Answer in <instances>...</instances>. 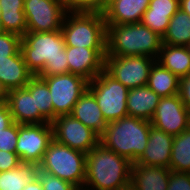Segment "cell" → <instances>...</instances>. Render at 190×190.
<instances>
[{
    "label": "cell",
    "instance_id": "5bb4252c",
    "mask_svg": "<svg viewBox=\"0 0 190 190\" xmlns=\"http://www.w3.org/2000/svg\"><path fill=\"white\" fill-rule=\"evenodd\" d=\"M69 73L82 76L89 82L104 69L106 48L65 46Z\"/></svg>",
    "mask_w": 190,
    "mask_h": 190
},
{
    "label": "cell",
    "instance_id": "52a82bcc",
    "mask_svg": "<svg viewBox=\"0 0 190 190\" xmlns=\"http://www.w3.org/2000/svg\"><path fill=\"white\" fill-rule=\"evenodd\" d=\"M107 123L128 116L129 89L110 76L104 69L88 83Z\"/></svg>",
    "mask_w": 190,
    "mask_h": 190
},
{
    "label": "cell",
    "instance_id": "9c48e42d",
    "mask_svg": "<svg viewBox=\"0 0 190 190\" xmlns=\"http://www.w3.org/2000/svg\"><path fill=\"white\" fill-rule=\"evenodd\" d=\"M154 62L156 59L147 56H106L104 70L128 89H134L147 85Z\"/></svg>",
    "mask_w": 190,
    "mask_h": 190
},
{
    "label": "cell",
    "instance_id": "484cf974",
    "mask_svg": "<svg viewBox=\"0 0 190 190\" xmlns=\"http://www.w3.org/2000/svg\"><path fill=\"white\" fill-rule=\"evenodd\" d=\"M162 44L186 46L190 44V15L179 10L169 21L168 29L162 37Z\"/></svg>",
    "mask_w": 190,
    "mask_h": 190
},
{
    "label": "cell",
    "instance_id": "ac0fdd59",
    "mask_svg": "<svg viewBox=\"0 0 190 190\" xmlns=\"http://www.w3.org/2000/svg\"><path fill=\"white\" fill-rule=\"evenodd\" d=\"M179 8V0H150L140 22L163 37L170 19Z\"/></svg>",
    "mask_w": 190,
    "mask_h": 190
},
{
    "label": "cell",
    "instance_id": "ffe728a7",
    "mask_svg": "<svg viewBox=\"0 0 190 190\" xmlns=\"http://www.w3.org/2000/svg\"><path fill=\"white\" fill-rule=\"evenodd\" d=\"M169 168L132 164L131 184L136 190H167Z\"/></svg>",
    "mask_w": 190,
    "mask_h": 190
},
{
    "label": "cell",
    "instance_id": "4316f807",
    "mask_svg": "<svg viewBox=\"0 0 190 190\" xmlns=\"http://www.w3.org/2000/svg\"><path fill=\"white\" fill-rule=\"evenodd\" d=\"M38 166L21 163L17 168L0 172V190H23L37 176Z\"/></svg>",
    "mask_w": 190,
    "mask_h": 190
},
{
    "label": "cell",
    "instance_id": "836d02e7",
    "mask_svg": "<svg viewBox=\"0 0 190 190\" xmlns=\"http://www.w3.org/2000/svg\"><path fill=\"white\" fill-rule=\"evenodd\" d=\"M167 190H190V173L170 171Z\"/></svg>",
    "mask_w": 190,
    "mask_h": 190
},
{
    "label": "cell",
    "instance_id": "2e32d148",
    "mask_svg": "<svg viewBox=\"0 0 190 190\" xmlns=\"http://www.w3.org/2000/svg\"><path fill=\"white\" fill-rule=\"evenodd\" d=\"M6 104L13 121L18 124L50 123L39 110H35L34 96L26 88L10 90Z\"/></svg>",
    "mask_w": 190,
    "mask_h": 190
},
{
    "label": "cell",
    "instance_id": "cb8c5ba5",
    "mask_svg": "<svg viewBox=\"0 0 190 190\" xmlns=\"http://www.w3.org/2000/svg\"><path fill=\"white\" fill-rule=\"evenodd\" d=\"M24 0H0V19L5 32L22 37L27 32Z\"/></svg>",
    "mask_w": 190,
    "mask_h": 190
},
{
    "label": "cell",
    "instance_id": "4fadbf2b",
    "mask_svg": "<svg viewBox=\"0 0 190 190\" xmlns=\"http://www.w3.org/2000/svg\"><path fill=\"white\" fill-rule=\"evenodd\" d=\"M150 122L154 128L177 136L190 127V112L179 94L161 97Z\"/></svg>",
    "mask_w": 190,
    "mask_h": 190
},
{
    "label": "cell",
    "instance_id": "7bdbcfd3",
    "mask_svg": "<svg viewBox=\"0 0 190 190\" xmlns=\"http://www.w3.org/2000/svg\"><path fill=\"white\" fill-rule=\"evenodd\" d=\"M112 1H114V0H106V1H105V8H106Z\"/></svg>",
    "mask_w": 190,
    "mask_h": 190
},
{
    "label": "cell",
    "instance_id": "5b68a950",
    "mask_svg": "<svg viewBox=\"0 0 190 190\" xmlns=\"http://www.w3.org/2000/svg\"><path fill=\"white\" fill-rule=\"evenodd\" d=\"M70 13V17L65 14L61 28L66 46L106 48L107 26L103 12L69 11Z\"/></svg>",
    "mask_w": 190,
    "mask_h": 190
},
{
    "label": "cell",
    "instance_id": "ba28073f",
    "mask_svg": "<svg viewBox=\"0 0 190 190\" xmlns=\"http://www.w3.org/2000/svg\"><path fill=\"white\" fill-rule=\"evenodd\" d=\"M39 77L47 84L51 94L53 120L57 116L71 114L73 106L88 89L89 81L72 73Z\"/></svg>",
    "mask_w": 190,
    "mask_h": 190
},
{
    "label": "cell",
    "instance_id": "b9f144b4",
    "mask_svg": "<svg viewBox=\"0 0 190 190\" xmlns=\"http://www.w3.org/2000/svg\"><path fill=\"white\" fill-rule=\"evenodd\" d=\"M4 29H3V26H2V23H1V19H0V34L4 33Z\"/></svg>",
    "mask_w": 190,
    "mask_h": 190
},
{
    "label": "cell",
    "instance_id": "4dcf8cb0",
    "mask_svg": "<svg viewBox=\"0 0 190 190\" xmlns=\"http://www.w3.org/2000/svg\"><path fill=\"white\" fill-rule=\"evenodd\" d=\"M37 177L40 179L43 190H79L72 183L62 180L55 175L44 172L38 168Z\"/></svg>",
    "mask_w": 190,
    "mask_h": 190
},
{
    "label": "cell",
    "instance_id": "74e56055",
    "mask_svg": "<svg viewBox=\"0 0 190 190\" xmlns=\"http://www.w3.org/2000/svg\"><path fill=\"white\" fill-rule=\"evenodd\" d=\"M23 190H43L40 179L36 176L30 183H27Z\"/></svg>",
    "mask_w": 190,
    "mask_h": 190
},
{
    "label": "cell",
    "instance_id": "d590c367",
    "mask_svg": "<svg viewBox=\"0 0 190 190\" xmlns=\"http://www.w3.org/2000/svg\"><path fill=\"white\" fill-rule=\"evenodd\" d=\"M179 96L183 104L190 112V74L180 78L179 81Z\"/></svg>",
    "mask_w": 190,
    "mask_h": 190
},
{
    "label": "cell",
    "instance_id": "44dd1931",
    "mask_svg": "<svg viewBox=\"0 0 190 190\" xmlns=\"http://www.w3.org/2000/svg\"><path fill=\"white\" fill-rule=\"evenodd\" d=\"M34 75L28 70L22 52L0 59V81L8 89L25 88Z\"/></svg>",
    "mask_w": 190,
    "mask_h": 190
},
{
    "label": "cell",
    "instance_id": "f35d334b",
    "mask_svg": "<svg viewBox=\"0 0 190 190\" xmlns=\"http://www.w3.org/2000/svg\"><path fill=\"white\" fill-rule=\"evenodd\" d=\"M9 91L0 81V103H6Z\"/></svg>",
    "mask_w": 190,
    "mask_h": 190
},
{
    "label": "cell",
    "instance_id": "ab89813d",
    "mask_svg": "<svg viewBox=\"0 0 190 190\" xmlns=\"http://www.w3.org/2000/svg\"><path fill=\"white\" fill-rule=\"evenodd\" d=\"M179 7L182 11L190 15V0H179Z\"/></svg>",
    "mask_w": 190,
    "mask_h": 190
},
{
    "label": "cell",
    "instance_id": "603a6c76",
    "mask_svg": "<svg viewBox=\"0 0 190 190\" xmlns=\"http://www.w3.org/2000/svg\"><path fill=\"white\" fill-rule=\"evenodd\" d=\"M159 54L156 61L178 78L190 74L189 47L162 44Z\"/></svg>",
    "mask_w": 190,
    "mask_h": 190
},
{
    "label": "cell",
    "instance_id": "f546056e",
    "mask_svg": "<svg viewBox=\"0 0 190 190\" xmlns=\"http://www.w3.org/2000/svg\"><path fill=\"white\" fill-rule=\"evenodd\" d=\"M21 40L22 37L14 33L0 34V59L18 54L21 51Z\"/></svg>",
    "mask_w": 190,
    "mask_h": 190
},
{
    "label": "cell",
    "instance_id": "d4e9b609",
    "mask_svg": "<svg viewBox=\"0 0 190 190\" xmlns=\"http://www.w3.org/2000/svg\"><path fill=\"white\" fill-rule=\"evenodd\" d=\"M179 81L180 78L170 70L155 62L152 65L147 86L160 97H169L179 94Z\"/></svg>",
    "mask_w": 190,
    "mask_h": 190
},
{
    "label": "cell",
    "instance_id": "e575fe53",
    "mask_svg": "<svg viewBox=\"0 0 190 190\" xmlns=\"http://www.w3.org/2000/svg\"><path fill=\"white\" fill-rule=\"evenodd\" d=\"M21 164L16 153L0 150V172L17 168Z\"/></svg>",
    "mask_w": 190,
    "mask_h": 190
},
{
    "label": "cell",
    "instance_id": "83f0119b",
    "mask_svg": "<svg viewBox=\"0 0 190 190\" xmlns=\"http://www.w3.org/2000/svg\"><path fill=\"white\" fill-rule=\"evenodd\" d=\"M169 169L190 173V127L174 136Z\"/></svg>",
    "mask_w": 190,
    "mask_h": 190
},
{
    "label": "cell",
    "instance_id": "9a60e30c",
    "mask_svg": "<svg viewBox=\"0 0 190 190\" xmlns=\"http://www.w3.org/2000/svg\"><path fill=\"white\" fill-rule=\"evenodd\" d=\"M173 139L174 136L152 126L145 151L134 164L169 168Z\"/></svg>",
    "mask_w": 190,
    "mask_h": 190
},
{
    "label": "cell",
    "instance_id": "6da1fadb",
    "mask_svg": "<svg viewBox=\"0 0 190 190\" xmlns=\"http://www.w3.org/2000/svg\"><path fill=\"white\" fill-rule=\"evenodd\" d=\"M65 46L61 30L26 32L21 40L24 61L34 76L69 73Z\"/></svg>",
    "mask_w": 190,
    "mask_h": 190
},
{
    "label": "cell",
    "instance_id": "1f68e13d",
    "mask_svg": "<svg viewBox=\"0 0 190 190\" xmlns=\"http://www.w3.org/2000/svg\"><path fill=\"white\" fill-rule=\"evenodd\" d=\"M67 11L103 12L106 0H63Z\"/></svg>",
    "mask_w": 190,
    "mask_h": 190
},
{
    "label": "cell",
    "instance_id": "277c9868",
    "mask_svg": "<svg viewBox=\"0 0 190 190\" xmlns=\"http://www.w3.org/2000/svg\"><path fill=\"white\" fill-rule=\"evenodd\" d=\"M151 127L150 121L125 116L107 124L100 143L134 163L145 151Z\"/></svg>",
    "mask_w": 190,
    "mask_h": 190
},
{
    "label": "cell",
    "instance_id": "30bf717a",
    "mask_svg": "<svg viewBox=\"0 0 190 190\" xmlns=\"http://www.w3.org/2000/svg\"><path fill=\"white\" fill-rule=\"evenodd\" d=\"M53 140L51 123L18 124L16 154L21 163L39 165Z\"/></svg>",
    "mask_w": 190,
    "mask_h": 190
},
{
    "label": "cell",
    "instance_id": "7402d4cb",
    "mask_svg": "<svg viewBox=\"0 0 190 190\" xmlns=\"http://www.w3.org/2000/svg\"><path fill=\"white\" fill-rule=\"evenodd\" d=\"M160 99L147 85L129 89L126 102L128 116L151 121Z\"/></svg>",
    "mask_w": 190,
    "mask_h": 190
},
{
    "label": "cell",
    "instance_id": "7a4b0ae2",
    "mask_svg": "<svg viewBox=\"0 0 190 190\" xmlns=\"http://www.w3.org/2000/svg\"><path fill=\"white\" fill-rule=\"evenodd\" d=\"M132 162L99 143L86 153L84 186L116 190L131 182Z\"/></svg>",
    "mask_w": 190,
    "mask_h": 190
},
{
    "label": "cell",
    "instance_id": "d6a6232c",
    "mask_svg": "<svg viewBox=\"0 0 190 190\" xmlns=\"http://www.w3.org/2000/svg\"><path fill=\"white\" fill-rule=\"evenodd\" d=\"M18 141V123L0 132V150L16 153V143Z\"/></svg>",
    "mask_w": 190,
    "mask_h": 190
},
{
    "label": "cell",
    "instance_id": "7c38bea8",
    "mask_svg": "<svg viewBox=\"0 0 190 190\" xmlns=\"http://www.w3.org/2000/svg\"><path fill=\"white\" fill-rule=\"evenodd\" d=\"M51 126L53 139L72 149L88 153L100 143V136L71 114L57 116Z\"/></svg>",
    "mask_w": 190,
    "mask_h": 190
},
{
    "label": "cell",
    "instance_id": "60d3db41",
    "mask_svg": "<svg viewBox=\"0 0 190 190\" xmlns=\"http://www.w3.org/2000/svg\"><path fill=\"white\" fill-rule=\"evenodd\" d=\"M116 190H136V189H135V187L131 183H129L126 186L121 187V188L116 189Z\"/></svg>",
    "mask_w": 190,
    "mask_h": 190
},
{
    "label": "cell",
    "instance_id": "8992f818",
    "mask_svg": "<svg viewBox=\"0 0 190 190\" xmlns=\"http://www.w3.org/2000/svg\"><path fill=\"white\" fill-rule=\"evenodd\" d=\"M86 153L72 149L54 139L50 142L38 168L84 190Z\"/></svg>",
    "mask_w": 190,
    "mask_h": 190
},
{
    "label": "cell",
    "instance_id": "3957f363",
    "mask_svg": "<svg viewBox=\"0 0 190 190\" xmlns=\"http://www.w3.org/2000/svg\"><path fill=\"white\" fill-rule=\"evenodd\" d=\"M106 26V56L158 57L162 37L141 22Z\"/></svg>",
    "mask_w": 190,
    "mask_h": 190
},
{
    "label": "cell",
    "instance_id": "8d00e7d4",
    "mask_svg": "<svg viewBox=\"0 0 190 190\" xmlns=\"http://www.w3.org/2000/svg\"><path fill=\"white\" fill-rule=\"evenodd\" d=\"M14 123L6 103H0V132Z\"/></svg>",
    "mask_w": 190,
    "mask_h": 190
},
{
    "label": "cell",
    "instance_id": "f1b7e54d",
    "mask_svg": "<svg viewBox=\"0 0 190 190\" xmlns=\"http://www.w3.org/2000/svg\"><path fill=\"white\" fill-rule=\"evenodd\" d=\"M25 88L34 96L35 110H39L51 123L53 121V103L47 84L39 76H33Z\"/></svg>",
    "mask_w": 190,
    "mask_h": 190
},
{
    "label": "cell",
    "instance_id": "e0dca14e",
    "mask_svg": "<svg viewBox=\"0 0 190 190\" xmlns=\"http://www.w3.org/2000/svg\"><path fill=\"white\" fill-rule=\"evenodd\" d=\"M150 0H114L103 11L106 24H132L141 21Z\"/></svg>",
    "mask_w": 190,
    "mask_h": 190
},
{
    "label": "cell",
    "instance_id": "8fae6325",
    "mask_svg": "<svg viewBox=\"0 0 190 190\" xmlns=\"http://www.w3.org/2000/svg\"><path fill=\"white\" fill-rule=\"evenodd\" d=\"M23 11L27 32L61 30L65 14L69 15L63 0H24Z\"/></svg>",
    "mask_w": 190,
    "mask_h": 190
},
{
    "label": "cell",
    "instance_id": "d6986e66",
    "mask_svg": "<svg viewBox=\"0 0 190 190\" xmlns=\"http://www.w3.org/2000/svg\"><path fill=\"white\" fill-rule=\"evenodd\" d=\"M71 115L99 136L103 134L108 124L94 95L88 89L73 106Z\"/></svg>",
    "mask_w": 190,
    "mask_h": 190
}]
</instances>
